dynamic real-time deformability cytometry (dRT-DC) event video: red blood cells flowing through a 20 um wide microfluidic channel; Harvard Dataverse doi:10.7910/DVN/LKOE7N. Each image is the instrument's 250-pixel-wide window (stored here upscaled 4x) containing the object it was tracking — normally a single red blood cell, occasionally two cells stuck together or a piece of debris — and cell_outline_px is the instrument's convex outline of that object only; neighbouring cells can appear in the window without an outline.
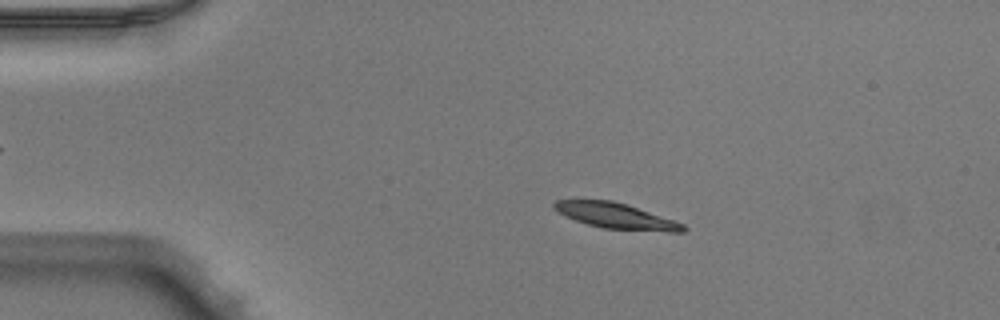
{"species": "Egyptian fruit bat (a non-hibernating species)", "species_latin": "Rousettus aegyptiacus", "temperature_condition": "warm", "stored_images_in_passage": 51, "camera_frame_rate_fps": 3000, "um_per_image_px": 0.085, "animal": {"sex": "male"}, "frame": {"image": 1, "passage_image": 10, "time_ms": 3.0, "image_size_px": [1000, 320], "cell_outline_px": [[688, 228], [684, 232], [668, 232], [604, 228], [588, 224], [564, 216], [556, 212], [552, 208], [552, 204], [556, 200], [612, 200], [684, 224]], "centroid_in_image_um": [52.31, 18.36], "position_along_channel_um": 32.7, "area_um2": 18.96}}
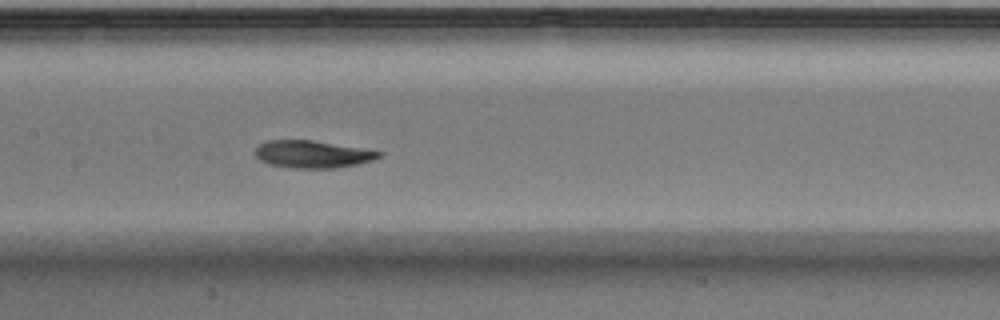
{"frame": {"image": 2, "passage_image": 25, "time_ms": 8.0, "image_size_px": [1000, 320], "cell_outline_px": [[380, 156], [372, 160], [356, 164], [336, 168], [292, 168], [268, 164], [260, 160], [256, 156], [256, 148], [260, 144], [268, 140], [312, 140], [380, 152]], "centroid_in_image_um": [26.49, 13.12], "position_along_channel_um": 180.9, "area_um2": 19.31}}
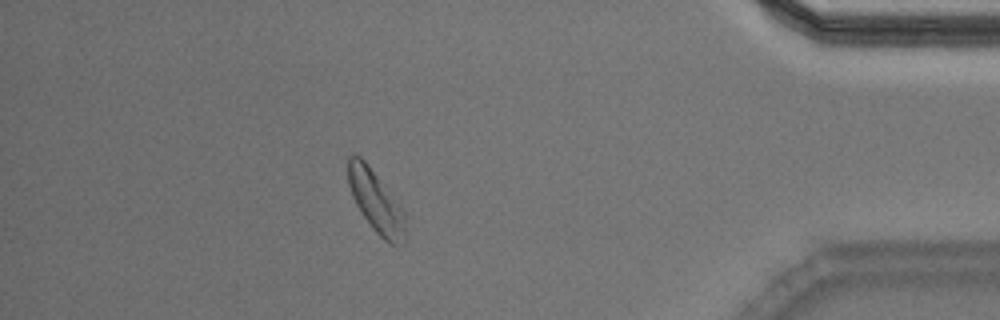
{"frame": {"image": 3, "passage_image": 45, "time_ms": 14.667, "image_size_px": [1000, 320], "cell_outline_px": [[404, 236], [396, 244], [388, 244], [372, 228], [356, 204], [352, 196], [348, 184], [348, 156], [360, 156], [368, 164], [404, 212]], "centroid_in_image_um": [31.9, 17.1], "position_along_channel_um": 403.3, "area_um2": 19.83}, "authors_computed_cell_mechanics": {"area_um2": 19.941, "velocity_mm_per_s": 3.9576, "shape_relaxation_time_tau1_ms": 2.5392, "shape_relaxation_time_tau2_ms": 5.0009, "deformation_change_tau1": 0.1406, "deformation_change_tau2": 0.1164}}